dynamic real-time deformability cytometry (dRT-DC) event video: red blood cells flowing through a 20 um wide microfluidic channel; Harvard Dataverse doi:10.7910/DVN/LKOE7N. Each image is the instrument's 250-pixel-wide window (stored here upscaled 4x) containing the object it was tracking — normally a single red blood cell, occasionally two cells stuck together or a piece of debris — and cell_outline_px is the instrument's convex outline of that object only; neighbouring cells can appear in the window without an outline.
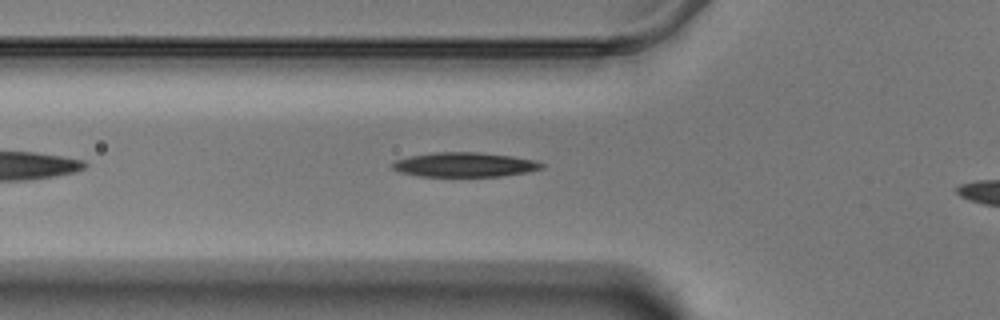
{"species": "Egyptian fruit bat (a non-hibernating species)", "species_latin": "Rousettus aegyptiacus", "temperature_condition": "warm", "stored_images_in_passage": 38, "camera_frame_rate_fps": 3000, "um_per_image_px": 0.085, "animal": {"sex": "male"}, "frame": {"image": 1, "passage_image": 7, "time_ms": 2.0, "image_size_px": [1000, 320], "cell_outline_px": [[544, 168], [528, 172], [500, 176], [420, 176], [400, 172], [392, 168], [392, 164], [396, 160], [412, 156], [436, 152], [476, 152], [512, 156], [536, 160], [544, 164]], "centroid_in_image_um": [39.54, 14.0], "position_along_channel_um": 86.3, "area_um2": 21.15}}
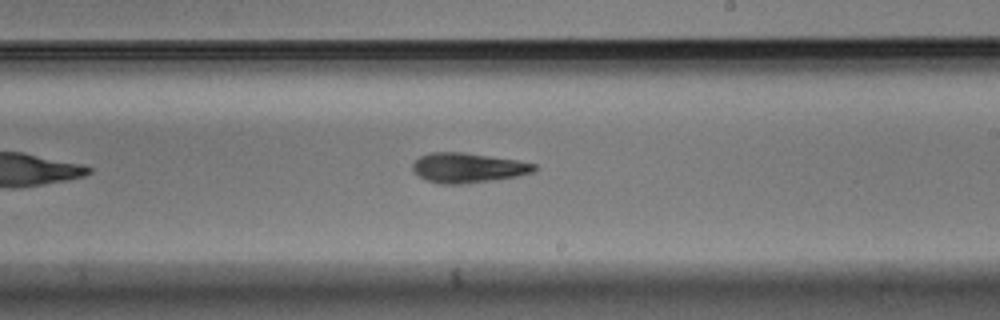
{"frame": {"image": 2, "passage_image": 21, "time_ms": 6.667, "image_size_px": [1000, 320], "cell_outline_px": [[536, 168], [532, 172], [516, 176], [496, 180], [464, 184], [440, 184], [428, 180], [420, 176], [412, 168], [412, 164], [420, 156], [428, 152], [460, 152], [516, 160], [536, 164]], "centroid_in_image_um": [39.75, 14.27], "position_along_channel_um": 249.2, "area_um2": 20.92}}
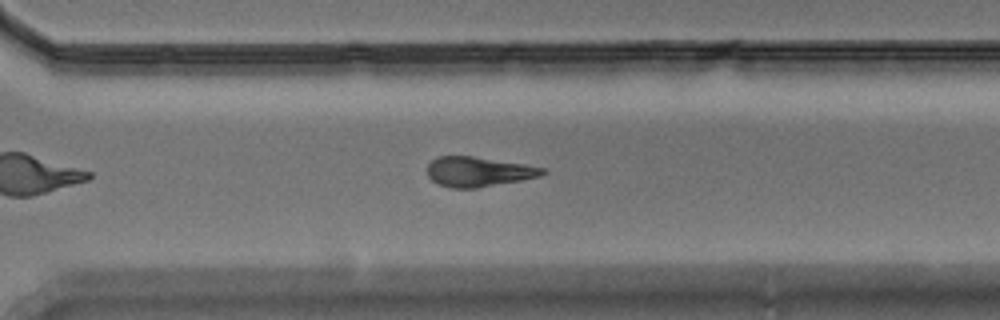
{"frame": {"image": 3, "passage_image": 28, "time_ms": 9.0, "image_size_px": [1000, 320], "cell_outline_px": [[548, 172], [540, 176], [520, 180], [476, 188], [452, 188], [440, 184], [432, 180], [428, 176], [428, 164], [436, 156], [472, 156], [528, 164], [544, 168]], "centroid_in_image_um": [40.68, 14.58], "position_along_channel_um": 329.9, "area_um2": 20.0}}